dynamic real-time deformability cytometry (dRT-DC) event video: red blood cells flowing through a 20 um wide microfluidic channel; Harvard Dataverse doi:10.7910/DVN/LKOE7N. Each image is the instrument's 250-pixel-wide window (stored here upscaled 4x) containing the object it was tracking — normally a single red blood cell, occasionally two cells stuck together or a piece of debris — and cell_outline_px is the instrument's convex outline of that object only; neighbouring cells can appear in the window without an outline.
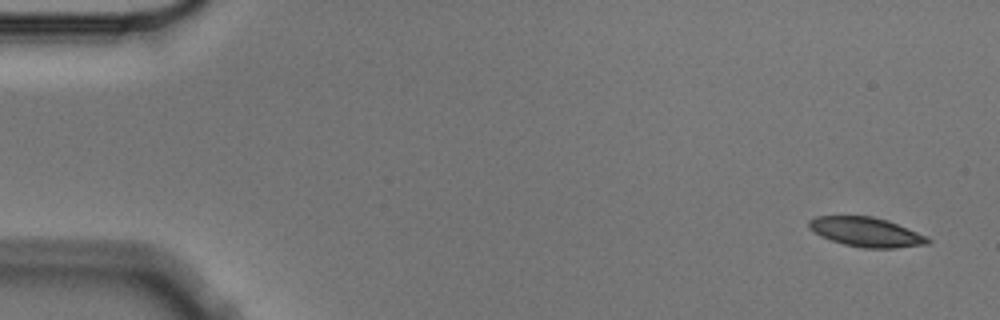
{"species": "Egyptian fruit bat (a non-hibernating species)", "species_latin": "Rousettus aegyptiacus", "temperature_condition": "cold", "stored_images_in_passage": 3, "camera_frame_rate_fps": 3000, "um_per_image_px": 0.085, "animal": {"sex": "male"}, "frame": {"image": 1, "passage_image": 1, "time_ms": 0.0, "image_size_px": [1000, 320], "cell_outline_px": [[932, 240], [928, 244], [896, 248], [864, 248], [844, 244], [820, 236], [808, 228], [808, 220], [816, 216], [872, 216], [888, 220], [928, 236]], "centroid_in_image_um": [73.64, 19.72], "position_along_channel_um": 11.4, "area_um2": 20.52}}